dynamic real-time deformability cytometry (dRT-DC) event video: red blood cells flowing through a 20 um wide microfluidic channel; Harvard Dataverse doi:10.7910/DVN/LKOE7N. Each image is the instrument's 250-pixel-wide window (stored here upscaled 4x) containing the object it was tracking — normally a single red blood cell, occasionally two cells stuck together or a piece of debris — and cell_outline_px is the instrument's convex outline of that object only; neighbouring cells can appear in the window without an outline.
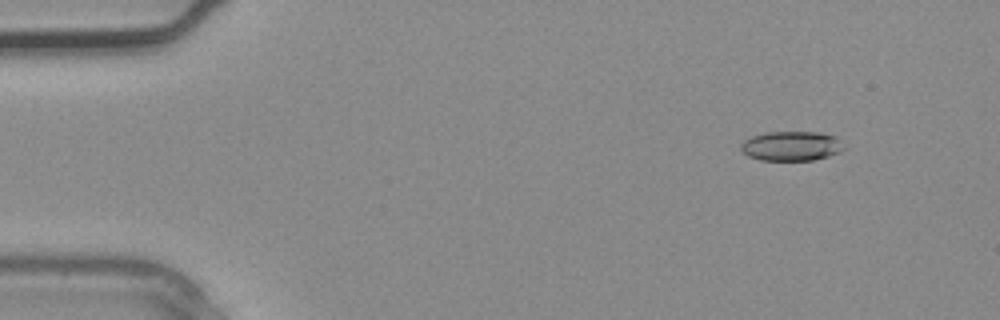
{"species": "common noctule bat (a hibernating species)", "species_latin": "Nyctalus noctula", "temperature_condition": "warm", "stored_images_in_passage": 4, "camera_frame_rate_fps": 3000, "um_per_image_px": 0.085, "animal": {"sex": "male", "body_mass_g": 20.4}, "frame": {"image": 1, "passage_image": 2, "time_ms": 0.333, "image_size_px": [1000, 320], "cell_outline_px": [[844, 148], [840, 152], [828, 156], [812, 160], [760, 160], [748, 156], [740, 148], [740, 144], [744, 140], [752, 136], [764, 132], [820, 132], [836, 136]], "centroid_in_image_um": [67.25, 12.4], "position_along_channel_um": 17.8, "area_um2": 17.74}}
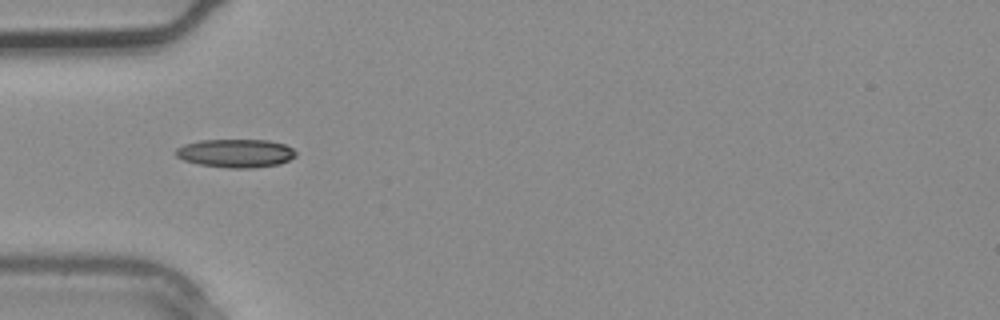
{"frame": {"image": 2, "passage_image": 4, "time_ms": 1.0, "image_size_px": [1000, 320], "cell_outline_px": [[296, 156], [280, 164], [252, 168], [228, 168], [196, 164], [184, 160], [176, 156], [176, 148], [184, 144], [200, 140], [268, 140], [284, 144], [292, 148], [296, 152]], "centroid_in_image_um": [20.03, 13.03], "position_along_channel_um": 65.0, "area_um2": 19.94}}